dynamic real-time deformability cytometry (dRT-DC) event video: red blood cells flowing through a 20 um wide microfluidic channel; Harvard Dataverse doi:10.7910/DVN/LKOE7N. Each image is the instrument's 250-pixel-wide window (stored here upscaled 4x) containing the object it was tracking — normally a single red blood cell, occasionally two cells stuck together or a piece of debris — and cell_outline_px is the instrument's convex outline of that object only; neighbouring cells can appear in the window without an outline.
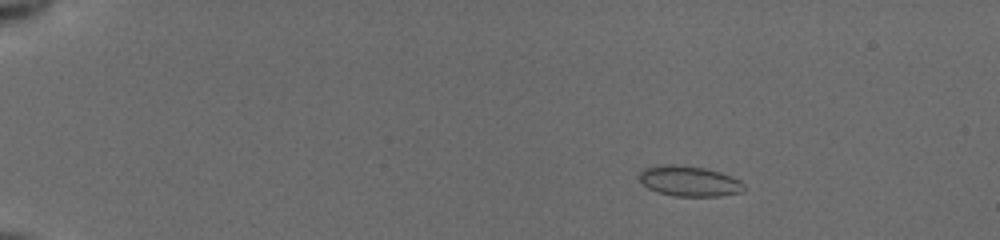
{"species": "common noctule bat (a hibernating species)", "species_latin": "Nyctalus noctula", "temperature_condition": "cold", "stored_images_in_passage": 55, "camera_frame_rate_fps": 3000, "um_per_image_px": 0.085, "animal": {"sex": "female", "body_mass_g": 19.5, "forearm_length_mm": 54.1}, "frame": {"image": 1, "passage_image": 10, "time_ms": 3.0, "image_size_px": [1000, 240], "cell_outline_px": [[744, 188], [740, 192], [720, 196], [672, 196], [648, 188], [640, 180], [640, 172], [644, 168], [660, 164], [676, 164], [704, 168], [720, 172], [740, 180], [744, 184]], "centroid_in_image_um": [58.58, 15.39], "position_along_channel_um": 26.4, "area_um2": 18.44}}
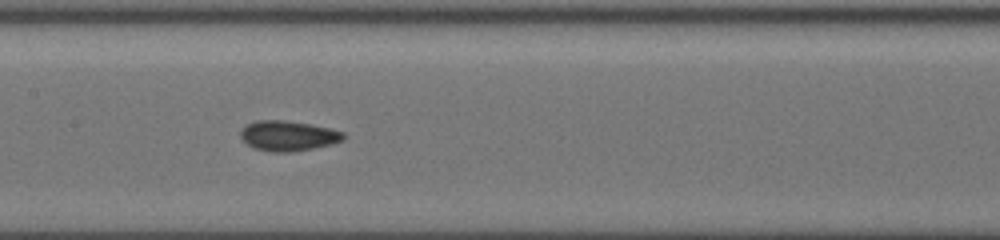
{"frame": {"image": 2, "passage_image": 30, "time_ms": 9.667, "image_size_px": [1000, 240], "cell_outline_px": [[344, 140], [332, 144], [292, 152], [272, 152], [252, 148], [240, 136], [240, 128], [244, 124], [256, 120], [284, 120], [312, 124], [344, 132]], "centroid_in_image_um": [24.45, 11.53], "position_along_channel_um": 183.0, "area_um2": 18.26}}
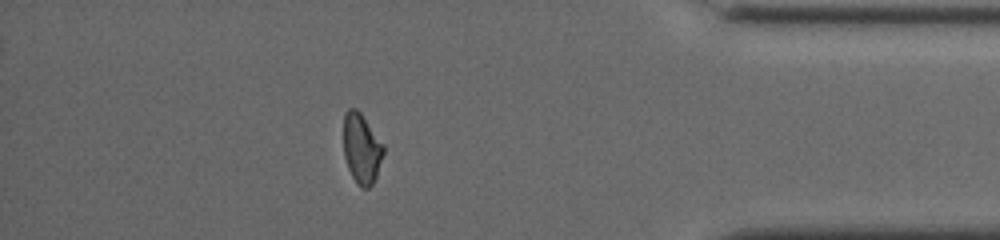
{"frame": {"image": 3, "passage_image": 49, "time_ms": 16.0, "image_size_px": [1000, 240], "cell_outline_px": [[384, 152], [376, 176], [372, 184], [368, 188], [360, 188], [356, 184], [348, 168], [344, 156], [344, 112], [348, 108], [356, 108], [360, 112], [384, 144]], "centroid_in_image_um": [30.73, 12.62], "position_along_channel_um": 404.5, "area_um2": 16.36}, "authors_computed_cell_mechanics": {"area_um2": 17.5134, "velocity_mm_per_s": 3.9365, "shape_relaxation_time_tau1_ms": 6.0384, "shape_relaxation_time_tau2_ms": 1.6976, "deformation_change_tau1": 0.0958, "deformation_change_tau2": 0.0595}}